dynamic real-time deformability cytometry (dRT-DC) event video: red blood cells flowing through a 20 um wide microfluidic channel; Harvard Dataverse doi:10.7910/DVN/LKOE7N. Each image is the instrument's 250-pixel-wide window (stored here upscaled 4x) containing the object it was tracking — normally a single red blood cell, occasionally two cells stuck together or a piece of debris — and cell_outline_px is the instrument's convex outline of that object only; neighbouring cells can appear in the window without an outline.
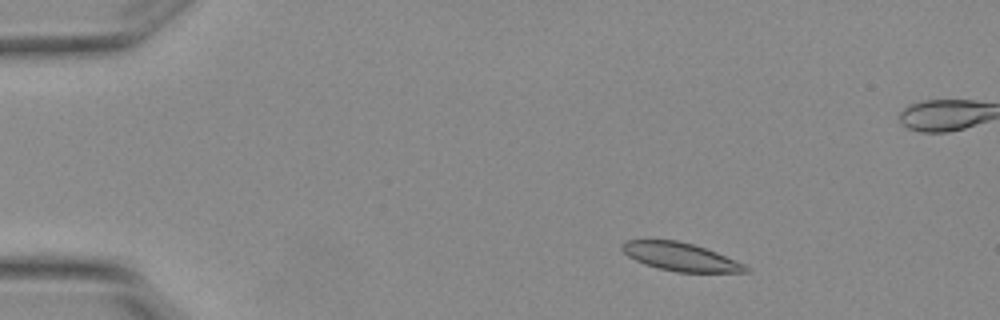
{"species": "Egyptian fruit bat (a non-hibernating species)", "species_latin": "Rousettus aegyptiacus", "temperature_condition": "warm", "stored_images_in_passage": 3, "camera_frame_rate_fps": 3000, "um_per_image_px": 0.085, "animal": {"sex": "female"}, "frame": {"image": 1, "passage_image": 1, "time_ms": 0.0, "image_size_px": [1000, 320], "cell_outline_px": [[752, 272], [676, 272], [644, 264], [628, 256], [620, 248], [620, 244], [624, 240], [676, 240], [692, 244], [716, 252], [744, 264]], "centroid_in_image_um": [57.81, 21.82], "position_along_channel_um": 27.2, "area_um2": 20.11}}